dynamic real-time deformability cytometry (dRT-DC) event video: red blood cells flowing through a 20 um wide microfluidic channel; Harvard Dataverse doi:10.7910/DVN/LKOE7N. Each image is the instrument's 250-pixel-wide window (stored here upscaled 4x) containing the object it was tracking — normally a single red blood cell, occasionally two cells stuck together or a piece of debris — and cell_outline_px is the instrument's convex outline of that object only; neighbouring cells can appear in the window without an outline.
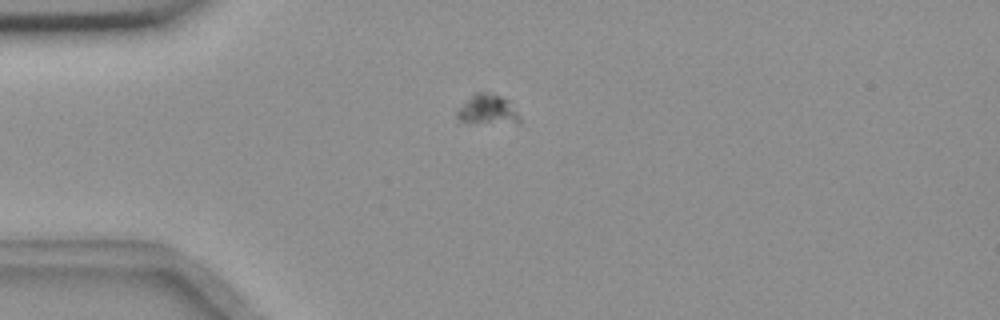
{"species": "common noctule bat (a hibernating species)", "species_latin": "Nyctalus noctula", "temperature_condition": "room temperature", "stored_images_in_passage": 43, "camera_frame_rate_fps": 3000, "um_per_image_px": 0.085, "animal": {"sex": "female", "body_mass_g": 18.4}, "frame": {"image": 1, "passage_image": 1, "time_ms": 0.0, "image_size_px": [1000, 320], "cell_outline_px": [[520, 124], [516, 124], [460, 120], [456, 116], [456, 108], [476, 92], [488, 92], [500, 96], [508, 100], [516, 112], [520, 120]], "centroid_in_image_um": [41.43, 9.3], "position_along_channel_um": 43.6, "area_um2": 10.64}}
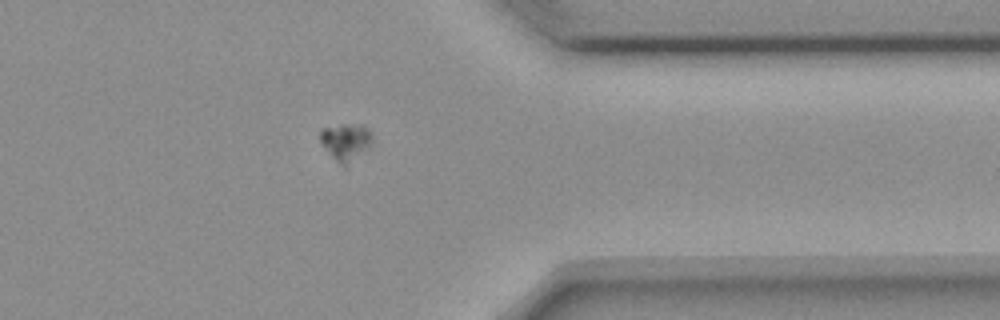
{"frame": {"image": 2, "passage_image": 32, "time_ms": 10.333, "image_size_px": [1000, 320], "cell_outline_px": [[372, 144], [368, 148], [344, 168], [332, 156], [320, 140], [320, 132], [324, 128], [344, 124], [348, 124], [368, 128], [372, 136]], "centroid_in_image_um": [29.41, 12.07], "position_along_channel_um": 382.0, "area_um2": 10.92}}
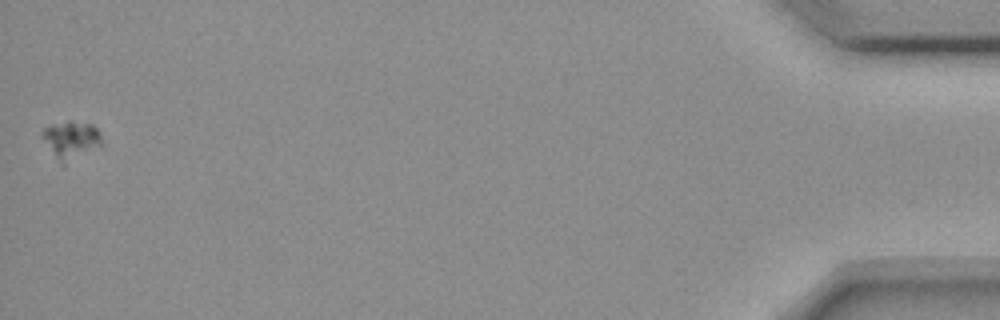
{"frame": {"image": 3, "passage_image": 43, "time_ms": 14.0, "image_size_px": [1000, 320], "cell_outline_px": [[104, 144], [64, 168], [60, 164], [40, 136], [40, 132], [44, 128], [52, 124], [68, 120], [92, 124], [100, 132]], "centroid_in_image_um": [6.05, 11.94], "position_along_channel_um": 429.1, "area_um2": 13.87}}